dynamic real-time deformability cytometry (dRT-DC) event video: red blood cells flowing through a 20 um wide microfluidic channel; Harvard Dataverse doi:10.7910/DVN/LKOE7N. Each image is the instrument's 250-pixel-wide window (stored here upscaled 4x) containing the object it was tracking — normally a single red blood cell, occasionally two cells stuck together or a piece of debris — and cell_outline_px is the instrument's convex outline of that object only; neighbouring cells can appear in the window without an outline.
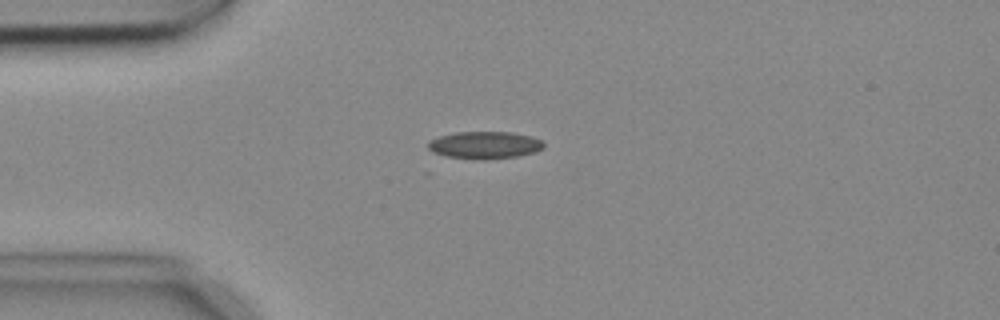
{"species": "common noctule bat (a hibernating species)", "species_latin": "Nyctalus noctula", "temperature_condition": "cold", "stored_images_in_passage": 3, "camera_frame_rate_fps": 3000, "um_per_image_px": 0.085, "animal": {"sex": "female", "body_mass_g": 18.4}, "frame": {"image": 1, "passage_image": 3, "time_ms": 0.667, "image_size_px": [1000, 320], "cell_outline_px": [[544, 148], [536, 152], [516, 156], [448, 156], [432, 152], [428, 148], [428, 144], [432, 140], [440, 136], [456, 132], [512, 132], [528, 136], [540, 140], [544, 144]], "centroid_in_image_um": [41.22, 12.27], "position_along_channel_um": 43.8, "area_um2": 17.17}}